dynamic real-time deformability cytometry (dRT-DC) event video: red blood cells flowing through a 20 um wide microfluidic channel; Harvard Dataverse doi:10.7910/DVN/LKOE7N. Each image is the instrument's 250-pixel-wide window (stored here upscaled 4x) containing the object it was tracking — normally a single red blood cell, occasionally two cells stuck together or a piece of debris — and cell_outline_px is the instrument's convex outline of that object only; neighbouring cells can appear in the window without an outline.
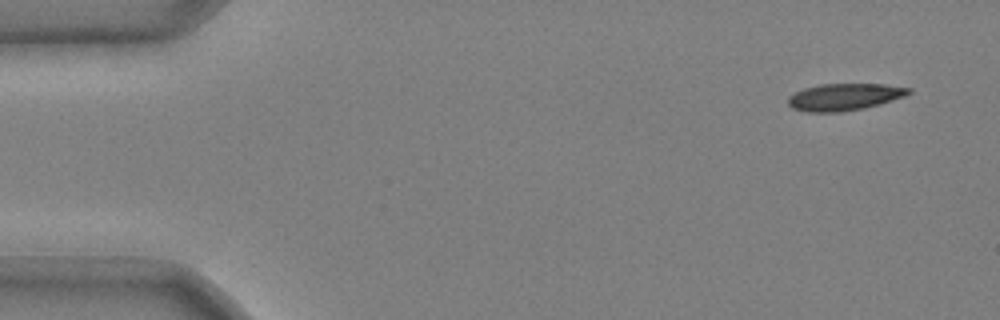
{"species": "common noctule bat (a hibernating species)", "species_latin": "Nyctalus noctula", "temperature_condition": "cold", "stored_images_in_passage": 14, "camera_frame_rate_fps": 3000, "um_per_image_px": 0.085, "animal": {"sex": "male", "body_mass_g": 20.4}, "frame": {"image": 1, "passage_image": 1, "time_ms": 0.0, "image_size_px": [1000, 320], "cell_outline_px": [[912, 92], [904, 96], [880, 104], [864, 108], [840, 112], [808, 112], [792, 108], [788, 104], [788, 96], [804, 88], [820, 84], [884, 84], [912, 88]], "centroid_in_image_um": [71.77, 8.24], "position_along_channel_um": 13.2, "area_um2": 18.96}}
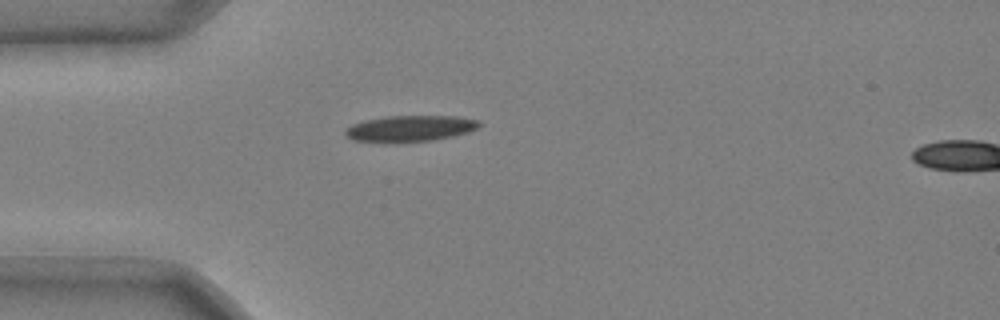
{"frame": {"image": 2, "passage_image": 12, "time_ms": 3.667, "image_size_px": [1000, 320], "cell_outline_px": [[480, 124], [476, 128], [468, 132], [452, 136], [432, 140], [388, 144], [352, 140], [344, 132], [352, 124], [368, 120], [388, 116], [456, 116], [480, 120]], "centroid_in_image_um": [34.84, 10.94], "position_along_channel_um": 50.2, "area_um2": 20.52}}